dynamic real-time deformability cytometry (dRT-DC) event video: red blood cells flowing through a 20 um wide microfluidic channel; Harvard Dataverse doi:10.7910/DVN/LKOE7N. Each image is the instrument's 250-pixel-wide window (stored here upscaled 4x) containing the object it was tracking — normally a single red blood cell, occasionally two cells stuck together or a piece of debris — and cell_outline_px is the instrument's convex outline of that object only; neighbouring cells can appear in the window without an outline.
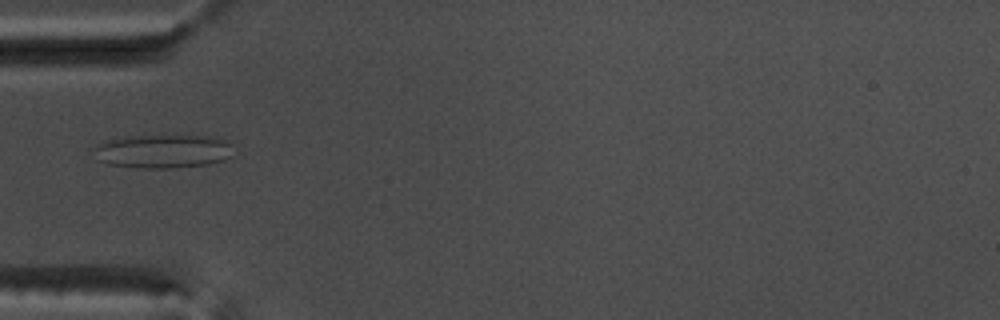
{"species": "common noctule bat (a hibernating species)", "species_latin": "Nyctalus noctula", "temperature_condition": "warm", "stored_images_in_passage": 37, "camera_frame_rate_fps": 3000, "um_per_image_px": 0.085, "animal": {"sex": "male", "body_mass_g": 17.5, "forearm_length_mm": 52.3}, "frame": {"image": 1, "passage_image": 1, "time_ms": 0.0, "image_size_px": [1000, 320], "cell_outline_px": [[228, 156], [224, 160], [208, 164], [172, 168], [136, 168], [108, 164], [100, 160], [92, 148], [100, 144], [124, 136], [208, 136], [224, 140], [228, 144]], "centroid_in_image_um": [13.79, 12.87], "position_along_channel_um": 71.2, "area_um2": 26.7}}
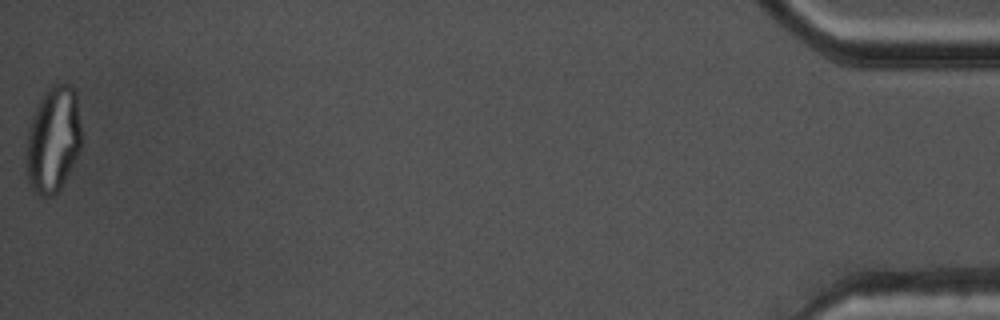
{"frame": {"image": 2, "passage_image": 37, "time_ms": 12.0, "image_size_px": [1000, 320], "cell_outline_px": [[84, 144], [76, 160], [60, 188], [52, 196], [40, 196], [32, 192], [28, 184], [24, 160], [28, 128], [32, 116], [40, 100], [48, 88], [52, 84], [72, 84], [76, 92], [84, 132]], "centroid_in_image_um": [4.55, 11.88], "position_along_channel_um": 430.7, "area_um2": 35.6}, "authors_computed_cell_mechanics": {"area_um2": 23.7558, "velocity_mm_per_s": 3.8073, "shape_relaxation_time_tau1_ms": null, "shape_relaxation_time_tau2_ms": 1.2344, "deformation_change_tau1": null, "deformation_change_tau2": 0.0915}}